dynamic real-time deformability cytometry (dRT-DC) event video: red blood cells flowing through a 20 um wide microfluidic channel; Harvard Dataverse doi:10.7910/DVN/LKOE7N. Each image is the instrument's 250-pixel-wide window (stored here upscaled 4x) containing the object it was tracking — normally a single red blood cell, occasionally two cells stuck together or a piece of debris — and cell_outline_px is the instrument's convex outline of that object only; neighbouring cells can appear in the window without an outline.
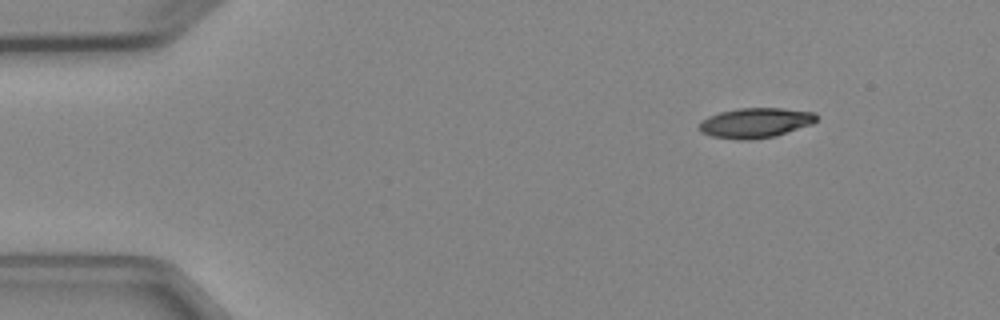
{"species": "Egyptian fruit bat (a non-hibernating species)", "species_latin": "Rousettus aegyptiacus", "temperature_condition": "cold", "stored_images_in_passage": 6, "camera_frame_rate_fps": 3000, "um_per_image_px": 0.085, "animal": {"sex": "female"}, "frame": {"image": 1, "passage_image": 1, "time_ms": 0.0, "image_size_px": [1000, 320], "cell_outline_px": [[816, 120], [812, 124], [776, 136], [752, 140], [740, 140], [712, 136], [700, 132], [700, 124], [708, 116], [720, 112], [740, 108], [780, 108], [816, 112]], "centroid_in_image_um": [64.23, 10.44], "position_along_channel_um": 20.8, "area_um2": 20.4}}
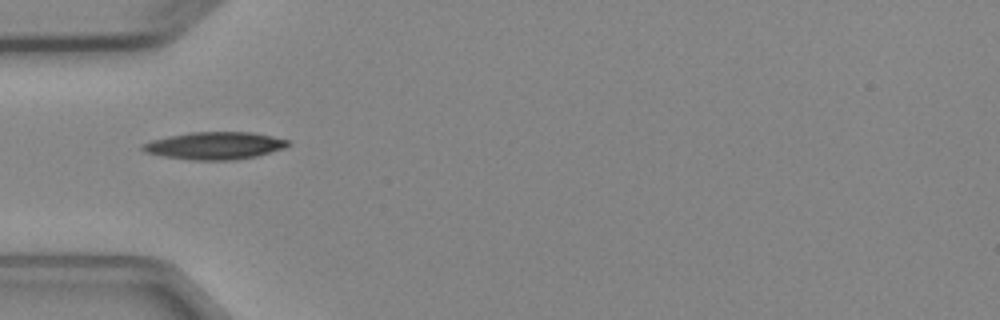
{"frame": {"image": 2, "passage_image": 4, "time_ms": 3.333, "image_size_px": [1000, 320], "cell_outline_px": [[292, 144], [284, 148], [256, 156], [236, 160], [192, 160], [164, 156], [144, 152], [140, 148], [140, 144], [152, 140], [168, 136], [192, 132], [252, 132], [272, 136], [288, 140]], "centroid_in_image_um": [18.24, 12.38], "position_along_channel_um": 66.8, "area_um2": 23.29}}